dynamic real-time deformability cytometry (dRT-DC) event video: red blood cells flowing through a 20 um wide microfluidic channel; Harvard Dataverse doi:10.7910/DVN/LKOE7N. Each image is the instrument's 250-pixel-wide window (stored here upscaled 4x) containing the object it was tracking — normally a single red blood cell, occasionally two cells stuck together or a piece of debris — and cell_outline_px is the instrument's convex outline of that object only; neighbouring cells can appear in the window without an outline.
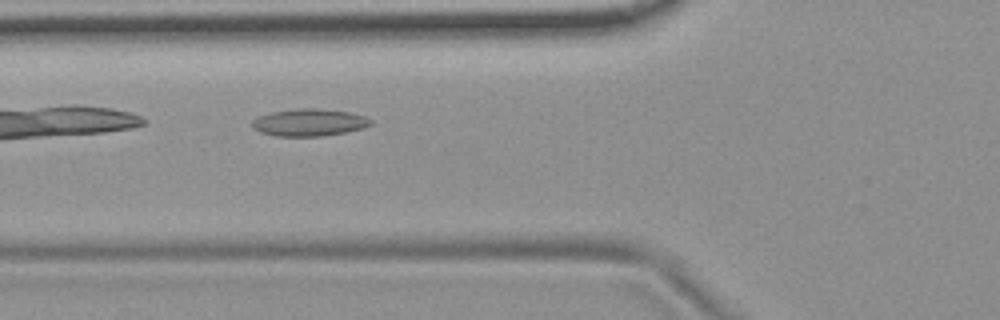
{"species": "common noctule bat (a hibernating species)", "species_latin": "Nyctalus noctula", "temperature_condition": "room temperature", "stored_images_in_passage": 3, "camera_frame_rate_fps": 3000, "um_per_image_px": 0.085, "animal": {"sex": "female", "body_mass_g": 19.9}, "frame": {"image": 1, "passage_image": 3, "time_ms": 0.667, "image_size_px": [1000, 320], "cell_outline_px": [[372, 124], [364, 128], [344, 132], [320, 136], [276, 136], [260, 132], [252, 128], [252, 120], [256, 116], [272, 112], [300, 108], [316, 108], [348, 112], [364, 116], [372, 120]], "centroid_in_image_um": [26.25, 10.41], "position_along_channel_um": 99.6, "area_um2": 18.79}}